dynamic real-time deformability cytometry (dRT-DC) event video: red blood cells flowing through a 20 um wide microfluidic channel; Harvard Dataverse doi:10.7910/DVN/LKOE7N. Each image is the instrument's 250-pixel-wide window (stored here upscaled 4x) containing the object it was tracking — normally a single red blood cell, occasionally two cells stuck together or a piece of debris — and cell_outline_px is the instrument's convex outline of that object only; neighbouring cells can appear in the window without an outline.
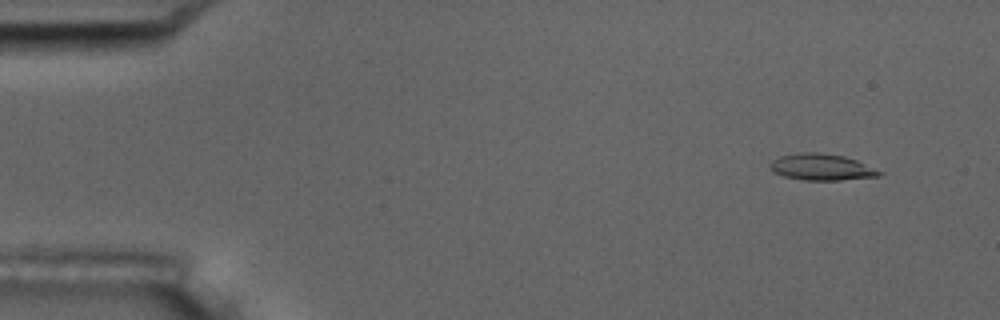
{"species": "common noctule bat (a hibernating species)", "species_latin": "Nyctalus noctula", "temperature_condition": "room temperature", "stored_images_in_passage": 4, "camera_frame_rate_fps": 3000, "um_per_image_px": 0.085, "animal": {"sex": "male", "body_mass_g": 17.5, "forearm_length_mm": 52.3}, "frame": {"image": 1, "passage_image": 1, "time_ms": 0.0, "image_size_px": [1000, 320], "cell_outline_px": [[884, 172], [880, 176], [840, 180], [804, 180], [784, 176], [772, 172], [768, 168], [768, 164], [772, 160], [780, 156], [800, 152], [816, 152], [844, 156], [856, 160]], "centroid_in_image_um": [69.79, 14.2], "position_along_channel_um": 15.2, "area_um2": 16.94}}
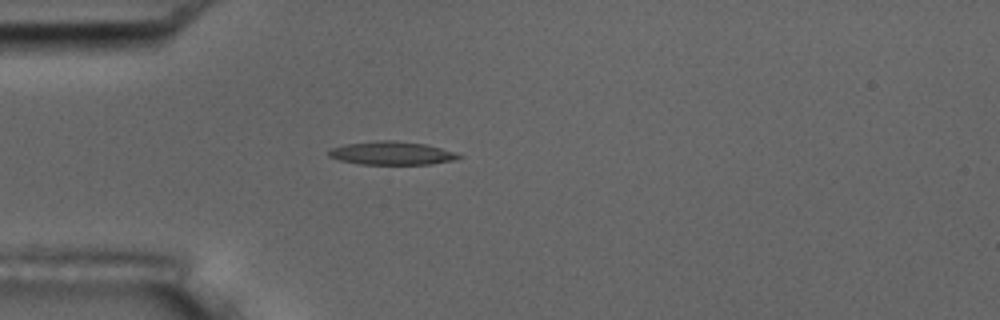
{"frame": {"image": 2, "passage_image": 4, "time_ms": 3.667, "image_size_px": [1000, 320], "cell_outline_px": [[464, 156], [452, 160], [428, 164], [360, 164], [340, 160], [328, 156], [328, 152], [332, 148], [344, 144], [380, 140], [396, 140], [424, 144], [440, 148]], "centroid_in_image_um": [33.25, 13.01], "position_along_channel_um": 51.8, "area_um2": 17.4}}